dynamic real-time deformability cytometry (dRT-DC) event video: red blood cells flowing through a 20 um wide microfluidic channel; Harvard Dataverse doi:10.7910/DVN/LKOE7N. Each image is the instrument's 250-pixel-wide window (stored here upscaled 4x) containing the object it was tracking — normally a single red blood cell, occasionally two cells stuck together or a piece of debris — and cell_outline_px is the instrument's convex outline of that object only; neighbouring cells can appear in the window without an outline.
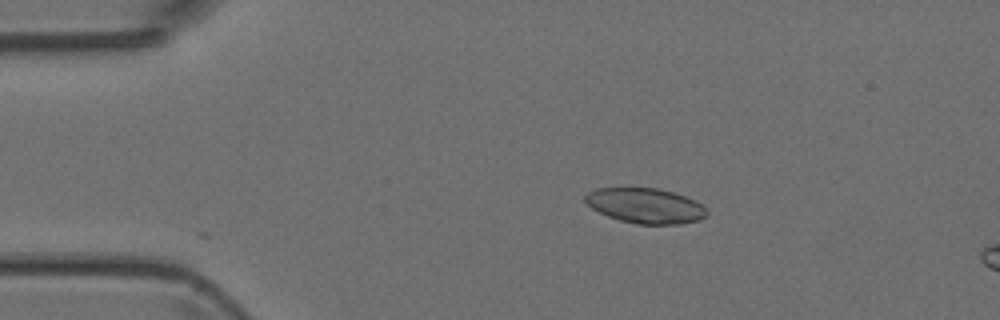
{"species": "Egyptian fruit bat (a non-hibernating species)", "species_latin": "Rousettus aegyptiacus", "temperature_condition": "room temperature", "stored_images_in_passage": 6, "camera_frame_rate_fps": 3000, "um_per_image_px": 0.085, "animal": {"sex": "female"}, "frame": {"image": 1, "passage_image": 2, "time_ms": 0.333, "image_size_px": [1000, 320], "cell_outline_px": [[708, 216], [700, 220], [680, 224], [636, 224], [620, 220], [608, 216], [592, 208], [584, 200], [584, 196], [588, 192], [596, 188], [656, 188], [672, 192], [696, 200], [708, 212]], "centroid_in_image_um": [54.87, 17.49], "position_along_channel_um": 30.1, "area_um2": 24.85}}